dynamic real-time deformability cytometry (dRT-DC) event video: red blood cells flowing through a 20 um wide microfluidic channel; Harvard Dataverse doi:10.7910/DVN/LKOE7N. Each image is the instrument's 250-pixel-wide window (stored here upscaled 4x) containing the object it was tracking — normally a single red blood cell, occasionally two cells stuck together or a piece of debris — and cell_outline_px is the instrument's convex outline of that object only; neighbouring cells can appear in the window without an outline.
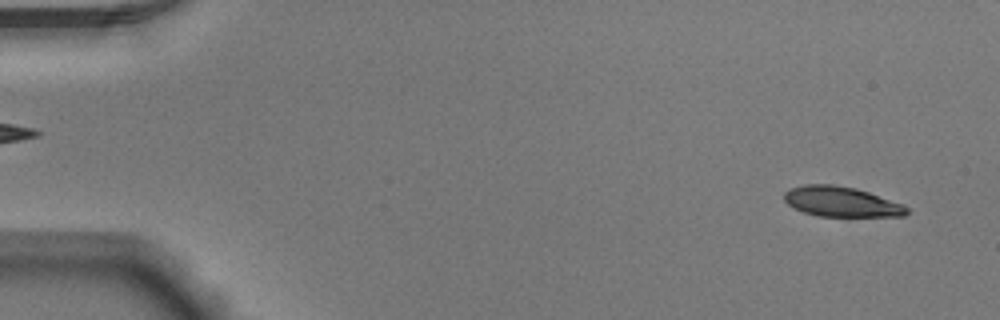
{"species": "Egyptian fruit bat (a non-hibernating species)", "species_latin": "Rousettus aegyptiacus", "temperature_condition": "warm", "stored_images_in_passage": 53, "camera_frame_rate_fps": 3000, "um_per_image_px": 0.085, "animal": {"sex": "male"}, "frame": {"image": 1, "passage_image": 3, "time_ms": 0.667, "image_size_px": [1000, 320], "cell_outline_px": [[908, 212], [904, 216], [820, 216], [804, 212], [792, 208], [784, 200], [784, 192], [788, 188], [804, 184], [832, 184], [856, 188], [904, 204], [908, 208]], "centroid_in_image_um": [71.48, 17.13], "position_along_channel_um": 13.5, "area_um2": 21.62}}
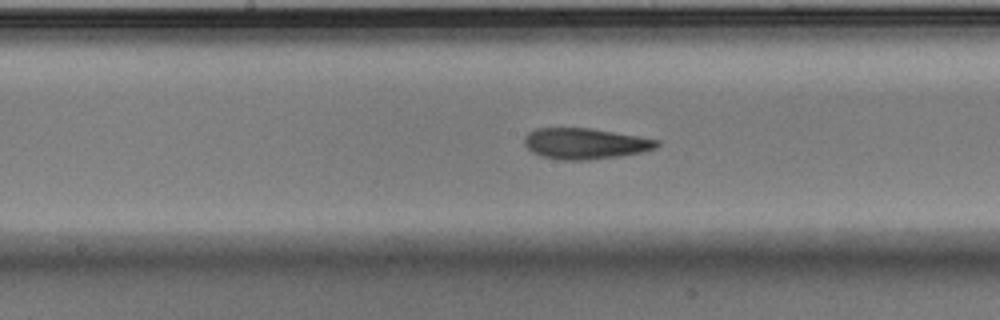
{"frame": {"image": 2, "passage_image": 27, "time_ms": 8.667, "image_size_px": [1000, 320], "cell_outline_px": [[660, 144], [656, 148], [640, 152], [620, 156], [588, 160], [560, 160], [540, 156], [532, 152], [524, 144], [524, 136], [528, 132], [536, 128], [592, 128], [660, 140]], "centroid_in_image_um": [49.71, 12.2], "position_along_channel_um": 198.5, "area_um2": 23.99}}
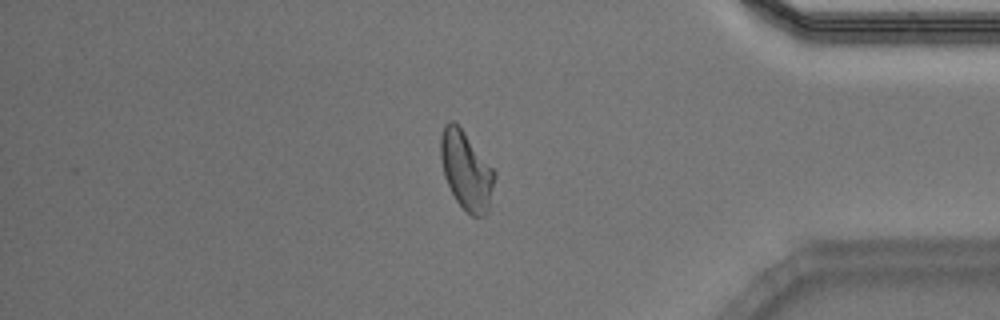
{"frame": {"image": 3, "passage_image": 44, "time_ms": 14.333, "image_size_px": [1000, 320], "cell_outline_px": [[496, 176], [488, 212], [484, 216], [472, 216], [456, 200], [444, 176], [440, 160], [440, 136], [444, 124], [448, 120], [452, 120], [460, 128], [496, 172]], "centroid_in_image_um": [39.62, 14.5], "position_along_channel_um": 395.6, "area_um2": 24.39}, "authors_computed_cell_mechanics": {"area_um2": 23.698, "velocity_mm_per_s": 3.9194, "shape_relaxation_time_tau1_ms": null, "shape_relaxation_time_tau2_ms": 3.4459, "deformation_change_tau1": null, "deformation_change_tau2": 0.1126}}